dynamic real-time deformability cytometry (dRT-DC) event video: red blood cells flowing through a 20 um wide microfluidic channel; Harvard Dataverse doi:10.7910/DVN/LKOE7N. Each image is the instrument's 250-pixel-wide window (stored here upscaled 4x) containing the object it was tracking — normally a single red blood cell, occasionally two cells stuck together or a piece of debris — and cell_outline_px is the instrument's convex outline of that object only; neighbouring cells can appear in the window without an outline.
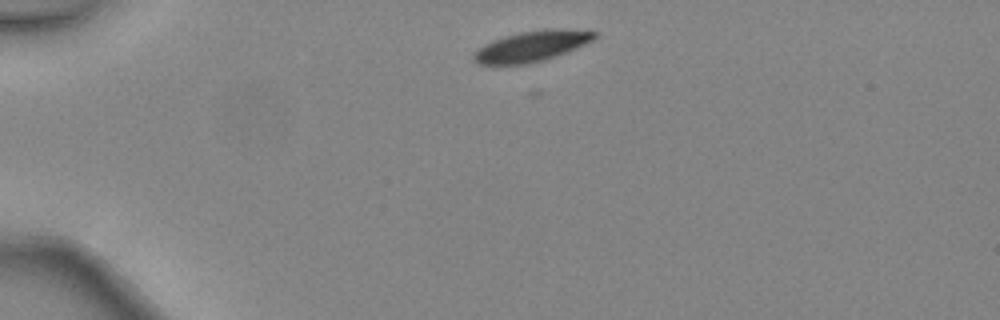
{"species": "common noctule bat (a hibernating species)", "species_latin": "Nyctalus noctula", "temperature_condition": "warm", "stored_images_in_passage": 2, "camera_frame_rate_fps": 3000, "um_per_image_px": 0.085, "animal": {"sex": "female", "body_mass_g": 24.6, "forearm_length_mm": 56.2}, "frame": {"image": 1, "passage_image": 1, "time_ms": 0.0, "image_size_px": [1000, 320], "cell_outline_px": [[600, 36], [576, 48], [556, 56], [544, 60], [528, 64], [476, 64], [472, 60], [472, 56], [484, 44], [504, 36], [520, 32], [552, 28], [560, 28], [600, 32]], "centroid_in_image_um": [45.23, 3.92], "position_along_channel_um": 39.8, "area_um2": 21.56}}